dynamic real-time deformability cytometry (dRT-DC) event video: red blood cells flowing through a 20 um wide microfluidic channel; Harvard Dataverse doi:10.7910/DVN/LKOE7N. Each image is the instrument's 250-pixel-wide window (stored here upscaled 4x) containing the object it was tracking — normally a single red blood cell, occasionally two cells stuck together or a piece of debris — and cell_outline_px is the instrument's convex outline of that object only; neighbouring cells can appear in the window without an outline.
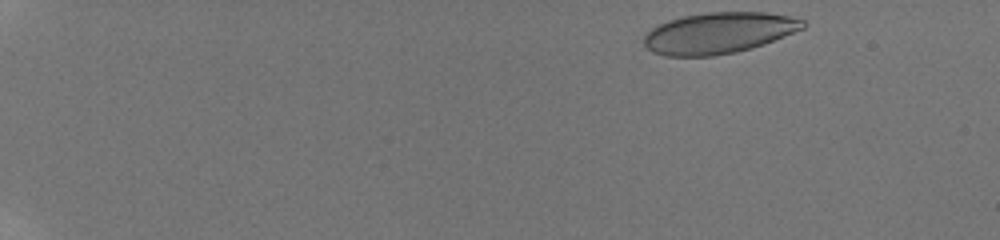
{"species": "human", "species_latin": "Homo sapiens", "temperature_condition": "room temperature", "stored_images_in_passage": 48, "camera_frame_rate_fps": 3000, "um_per_image_px": 0.085, "donor": {"sex": "male"}, "frame": {"image": 1, "passage_image": 1, "time_ms": 0.0, "image_size_px": [1000, 240], "cell_outline_px": [[808, 24], [804, 28], [764, 44], [752, 48], [736, 52], [712, 56], [664, 56], [652, 52], [644, 44], [644, 32], [668, 20], [684, 16], [708, 12], [764, 12], [788, 16], [804, 20]], "centroid_in_image_um": [61.08, 2.8], "position_along_channel_um": 23.9, "area_um2": 38.15}}
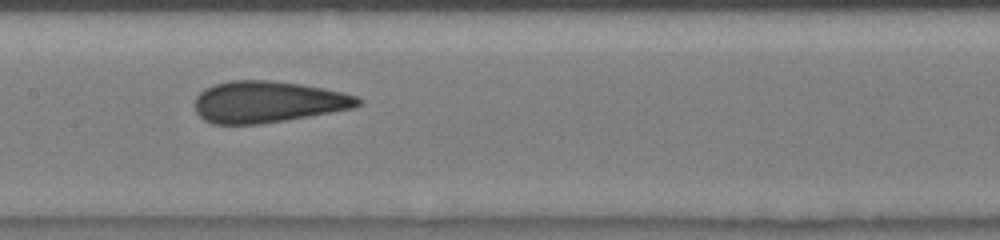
{"frame": {"image": 2, "passage_image": 25, "time_ms": 8.0, "image_size_px": [1000, 240], "cell_outline_px": [[360, 104], [352, 108], [308, 116], [260, 124], [212, 124], [204, 120], [196, 112], [192, 104], [196, 96], [204, 88], [216, 84], [232, 80], [272, 80], [300, 84], [324, 88], [344, 92], [356, 96], [360, 100]], "centroid_in_image_um": [22.7, 8.65], "position_along_channel_um": 184.7, "area_um2": 39.48}}
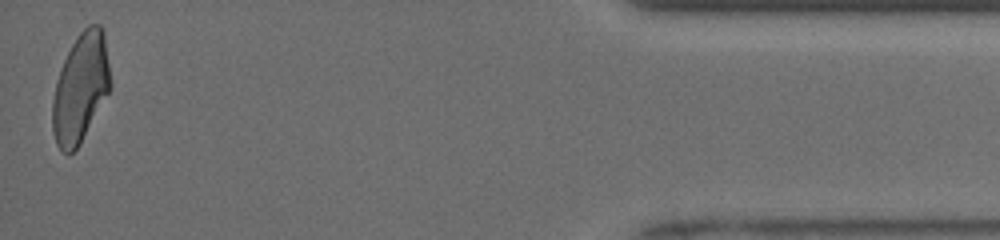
{"frame": {"image": 3, "passage_image": 48, "time_ms": 15.667, "image_size_px": [1000, 240], "cell_outline_px": [[112, 88], [80, 144], [68, 156], [56, 144], [52, 132], [52, 100], [56, 80], [64, 60], [76, 36], [88, 24], [100, 24], [104, 28], [112, 84]], "centroid_in_image_um": [6.87, 7.46], "position_along_channel_um": 428.3, "area_um2": 37.34}, "authors_computed_cell_mechanics": {"area_um2": 38.8127, "velocity_mm_per_s": 3.9729, "shape_relaxation_time_tau1_ms": 9.9353, "shape_relaxation_time_tau2_ms": 0.9467, "deformation_change_tau1": 0.2145, "deformation_change_tau2": 0.0816}}